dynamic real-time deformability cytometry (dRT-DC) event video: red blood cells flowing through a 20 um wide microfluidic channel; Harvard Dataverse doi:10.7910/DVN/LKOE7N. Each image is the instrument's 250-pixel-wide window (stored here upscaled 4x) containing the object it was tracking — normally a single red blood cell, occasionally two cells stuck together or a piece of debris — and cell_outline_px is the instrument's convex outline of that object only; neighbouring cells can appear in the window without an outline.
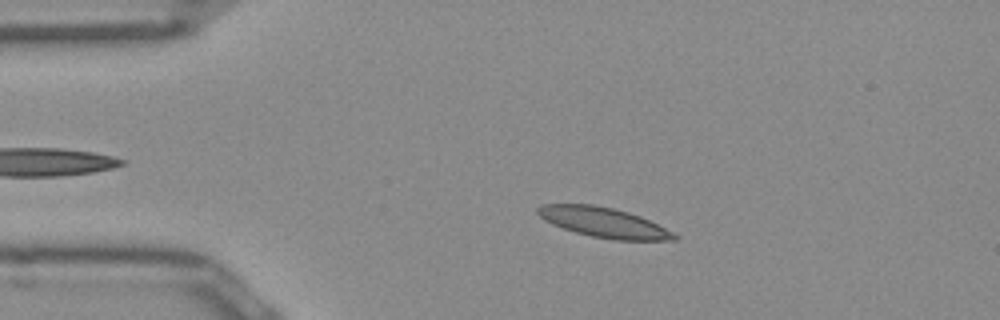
{"species": "Egyptian fruit bat (a non-hibernating species)", "species_latin": "Rousettus aegyptiacus", "temperature_condition": "room temperature", "stored_images_in_passage": 50, "camera_frame_rate_fps": 3000, "um_per_image_px": 0.085, "frame": {"image": 1, "passage_image": 9, "time_ms": 2.667, "image_size_px": [1000, 320], "cell_outline_px": [[680, 236], [676, 240], [616, 240], [592, 236], [576, 232], [552, 224], [544, 220], [536, 212], [536, 208], [544, 204], [592, 204], [612, 208], [628, 212], [640, 216]], "centroid_in_image_um": [51.3, 18.9], "position_along_channel_um": 33.7, "area_um2": 23.52}}
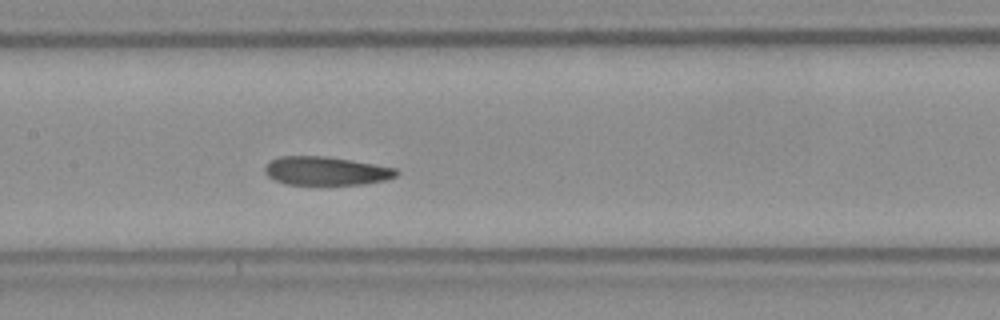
{"frame": {"image": 2, "passage_image": 23, "time_ms": 7.333, "image_size_px": [1000, 320], "cell_outline_px": [[400, 172], [396, 176], [384, 180], [364, 184], [284, 184], [268, 176], [264, 172], [264, 168], [272, 160], [280, 156], [324, 156], [352, 160], [396, 168]], "centroid_in_image_um": [27.72, 14.52], "position_along_channel_um": 179.7, "area_um2": 21.73}}
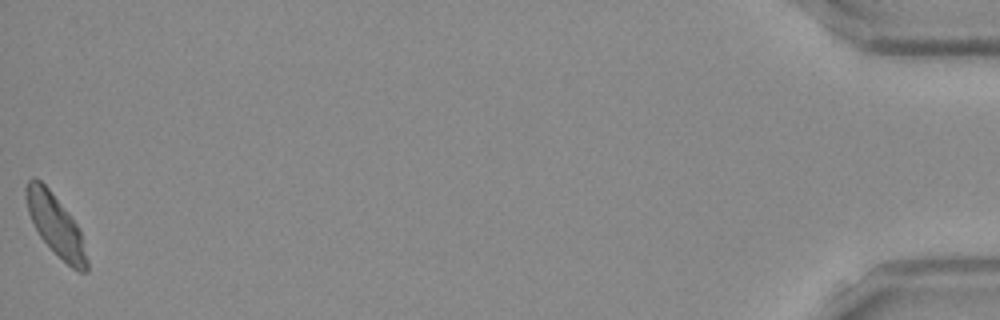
{"frame": {"image": 3, "passage_image": 50, "time_ms": 16.333, "image_size_px": [1000, 320], "cell_outline_px": [[88, 272], [80, 272], [72, 268], [40, 236], [28, 212], [24, 196], [24, 188], [28, 180], [32, 176], [36, 176], [48, 188], [68, 212], [76, 224], [80, 232], [88, 260]], "centroid_in_image_um": [4.7, 19.08], "position_along_channel_um": 430.5, "area_um2": 21.27}, "authors_computed_cell_mechanics": {"area_um2": 22.6287, "velocity_mm_per_s": 3.9221, "shape_relaxation_time_tau1_ms": 3.5083, "shape_relaxation_time_tau2_ms": 1.8451, "deformation_change_tau1": 0.1487, "deformation_change_tau2": 0.0933}}